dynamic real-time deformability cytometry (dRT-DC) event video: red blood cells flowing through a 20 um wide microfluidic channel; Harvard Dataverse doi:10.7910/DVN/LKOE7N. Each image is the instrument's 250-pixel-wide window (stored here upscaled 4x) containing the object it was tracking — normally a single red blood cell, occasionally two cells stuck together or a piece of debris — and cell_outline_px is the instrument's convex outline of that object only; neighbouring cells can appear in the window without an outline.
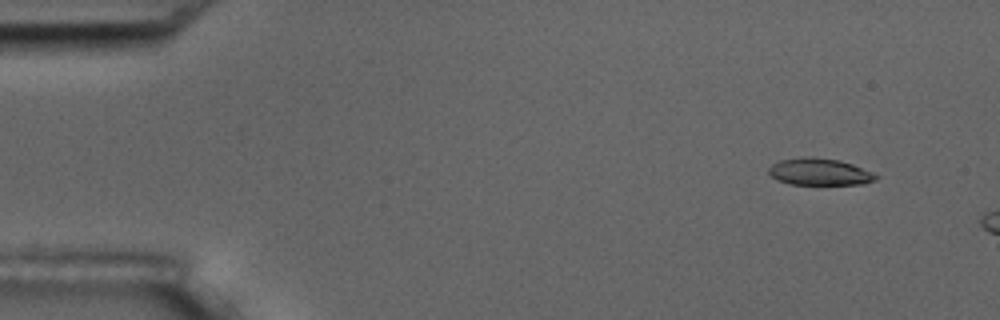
{"species": "common noctule bat (a hibernating species)", "species_latin": "Nyctalus noctula", "temperature_condition": "room temperature", "stored_images_in_passage": 11, "camera_frame_rate_fps": 3000, "um_per_image_px": 0.085, "animal": {"sex": "male", "body_mass_g": 17.5, "forearm_length_mm": 52.3}, "frame": {"image": 1, "passage_image": 5, "time_ms": 1.333, "image_size_px": [1000, 320], "cell_outline_px": [[880, 176], [876, 180], [864, 184], [788, 184], [776, 180], [768, 172], [768, 168], [772, 164], [780, 160], [800, 156], [812, 156], [840, 160], [852, 164], [872, 172]], "centroid_in_image_um": [69.65, 14.59], "position_along_channel_um": 15.4, "area_um2": 17.05}}